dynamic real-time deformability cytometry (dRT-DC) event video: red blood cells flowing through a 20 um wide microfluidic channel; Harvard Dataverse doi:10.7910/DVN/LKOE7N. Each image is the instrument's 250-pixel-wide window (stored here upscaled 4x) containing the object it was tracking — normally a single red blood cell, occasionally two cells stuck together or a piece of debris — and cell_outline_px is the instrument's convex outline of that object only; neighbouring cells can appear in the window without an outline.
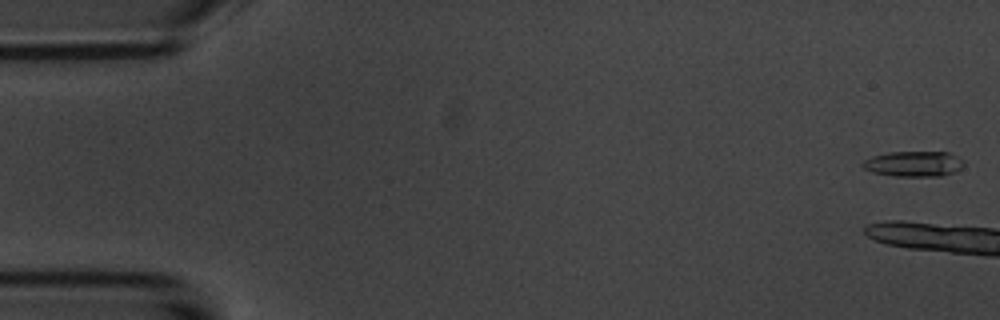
{"species": "common noctule bat (a hibernating species)", "species_latin": "Nyctalus noctula", "temperature_condition": "room temperature", "stored_images_in_passage": 3, "camera_frame_rate_fps": 3000, "um_per_image_px": 0.085, "animal": {"sex": "male", "body_mass_g": 20.1, "forearm_length_mm": 53.5}, "frame": {"image": 1, "passage_image": 1, "time_ms": 0.0, "image_size_px": [1000, 320], "cell_outline_px": [[964, 164], [956, 172], [940, 176], [896, 176], [872, 172], [864, 168], [860, 164], [864, 160], [872, 156], [888, 152], [948, 152], [960, 160]], "centroid_in_image_um": [77.62, 13.93], "position_along_channel_um": 7.4, "area_um2": 14.85}}